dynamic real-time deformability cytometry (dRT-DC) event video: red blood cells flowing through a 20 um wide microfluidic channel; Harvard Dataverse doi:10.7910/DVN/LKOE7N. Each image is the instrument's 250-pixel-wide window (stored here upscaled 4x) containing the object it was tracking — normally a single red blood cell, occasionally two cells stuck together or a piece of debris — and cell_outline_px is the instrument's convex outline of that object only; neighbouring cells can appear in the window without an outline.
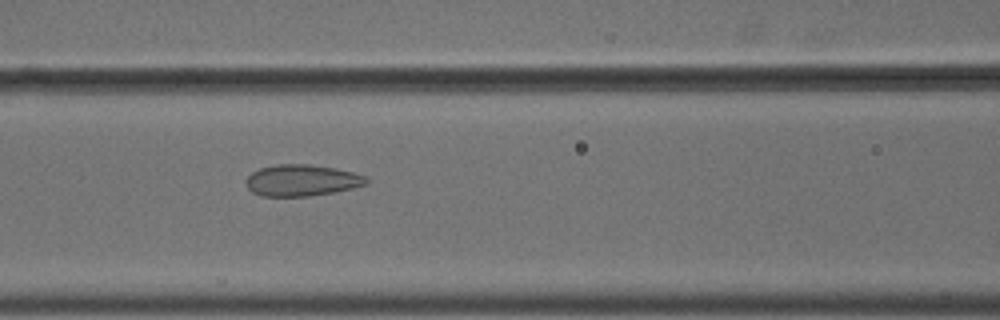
{"species": "common noctule bat (a hibernating species)", "species_latin": "Nyctalus noctula", "temperature_condition": "cold", "stored_images_in_passage": 4, "camera_frame_rate_fps": 3000, "um_per_image_px": 0.085, "animal": {"sex": "male", "body_mass_g": 18.8}, "frame": {"image": 1, "passage_image": 4, "time_ms": 1.0, "image_size_px": [1000, 320], "cell_outline_px": [[368, 184], [352, 188], [332, 192], [308, 196], [260, 196], [252, 192], [248, 188], [244, 180], [252, 172], [260, 168], [276, 164], [308, 164], [336, 168], [368, 176]], "centroid_in_image_um": [25.64, 15.32], "position_along_channel_um": 141.0, "area_um2": 22.14}}